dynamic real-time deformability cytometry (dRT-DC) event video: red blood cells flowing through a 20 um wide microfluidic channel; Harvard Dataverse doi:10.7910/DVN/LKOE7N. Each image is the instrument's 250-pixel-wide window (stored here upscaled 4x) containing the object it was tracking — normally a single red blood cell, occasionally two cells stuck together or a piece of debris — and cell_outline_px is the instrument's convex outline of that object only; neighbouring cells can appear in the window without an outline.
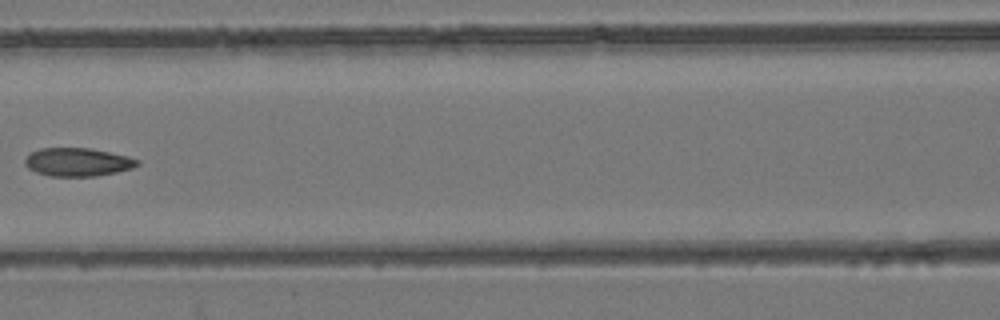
{"species": "common noctule bat (a hibernating species)", "species_latin": "Nyctalus noctula", "temperature_condition": "room temperature", "stored_images_in_passage": 8, "camera_frame_rate_fps": 3000, "um_per_image_px": 0.085, "animal": {"sex": "female", "body_mass_g": 24.6, "forearm_length_mm": 56.2}, "frame": {"image": 1, "passage_image": 7, "time_ms": 2.0, "image_size_px": [1000, 320], "cell_outline_px": [[140, 164], [132, 168], [116, 172], [96, 176], [48, 176], [36, 172], [28, 168], [24, 164], [24, 160], [32, 152], [40, 148], [88, 148], [128, 156], [140, 160]], "centroid_in_image_um": [6.6, 13.78], "position_along_channel_um": 160.0, "area_um2": 18.5}}
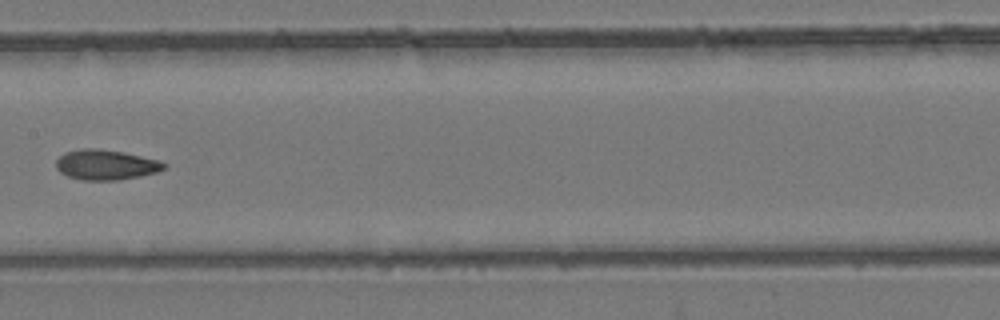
{"frame": {"image": 2, "passage_image": 8, "time_ms": 2.333, "image_size_px": [1000, 320], "cell_outline_px": [[168, 164], [164, 168], [156, 172], [140, 176], [120, 180], [80, 180], [68, 176], [60, 172], [56, 168], [56, 160], [64, 152], [80, 148], [96, 148], [124, 152], [160, 160]], "centroid_in_image_um": [8.99, 14.0], "position_along_channel_um": 198.4, "area_um2": 19.13}}